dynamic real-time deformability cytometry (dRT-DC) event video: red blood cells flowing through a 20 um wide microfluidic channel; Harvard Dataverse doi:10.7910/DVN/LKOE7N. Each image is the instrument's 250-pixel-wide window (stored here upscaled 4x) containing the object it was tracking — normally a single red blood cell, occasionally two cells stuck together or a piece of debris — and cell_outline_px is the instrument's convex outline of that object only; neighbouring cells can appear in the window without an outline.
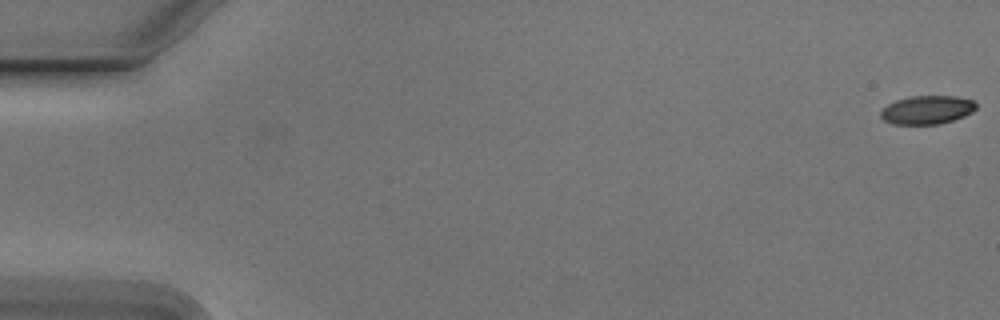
{"species": "Egyptian fruit bat (a non-hibernating species)", "species_latin": "Rousettus aegyptiacus", "temperature_condition": "cold", "stored_images_in_passage": 17, "camera_frame_rate_fps": 3000, "um_per_image_px": 0.085, "animal": {"sex": "male"}, "frame": {"image": 1, "passage_image": 1, "time_ms": 0.0, "image_size_px": [1000, 320], "cell_outline_px": [[976, 108], [972, 112], [964, 116], [940, 124], [892, 124], [884, 120], [880, 116], [880, 112], [888, 104], [896, 100], [912, 96], [956, 96], [972, 100], [976, 104]], "centroid_in_image_um": [78.79, 9.34], "position_along_channel_um": 6.2, "area_um2": 15.78}}
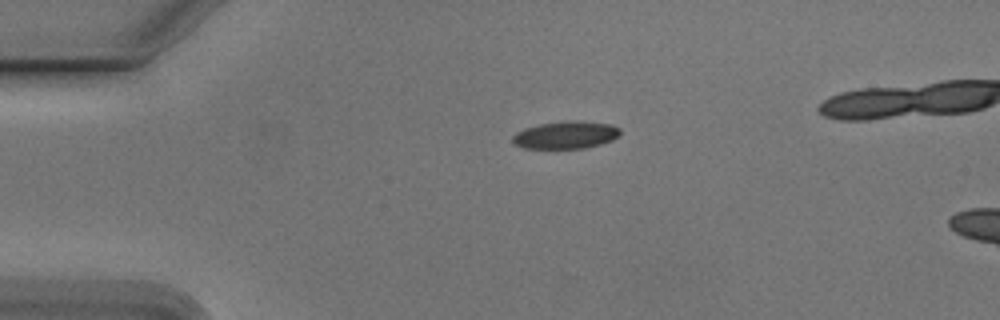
{"frame": {"image": 2, "passage_image": 13, "time_ms": 4.0, "image_size_px": [1000, 320], "cell_outline_px": [[620, 136], [612, 140], [600, 144], [584, 148], [524, 148], [512, 144], [512, 136], [516, 132], [524, 128], [540, 124], [564, 120], [576, 120], [612, 124], [620, 128]], "centroid_in_image_um": [48.09, 11.46], "position_along_channel_um": 36.9, "area_um2": 17.46}}